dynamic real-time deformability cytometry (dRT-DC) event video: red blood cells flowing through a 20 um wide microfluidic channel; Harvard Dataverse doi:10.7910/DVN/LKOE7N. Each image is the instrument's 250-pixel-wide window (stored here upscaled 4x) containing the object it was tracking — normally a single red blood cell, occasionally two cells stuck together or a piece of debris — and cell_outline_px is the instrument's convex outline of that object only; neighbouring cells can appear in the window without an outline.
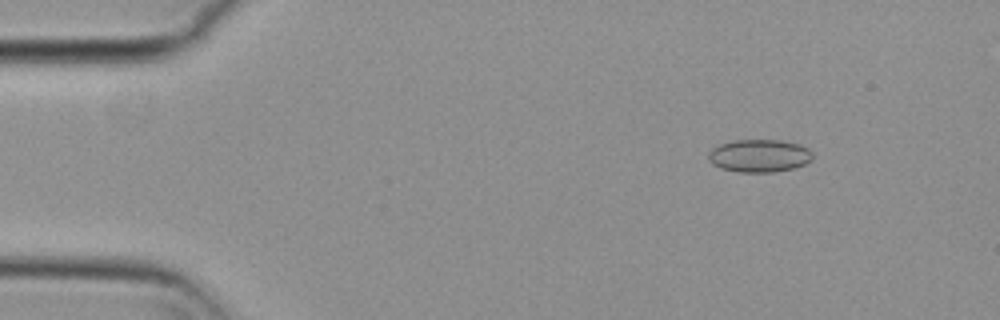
{"species": "common noctule bat (a hibernating species)", "species_latin": "Nyctalus noctula", "temperature_condition": "cold", "stored_images_in_passage": 55, "camera_frame_rate_fps": 3000, "um_per_image_px": 0.085, "animal": {"sex": "female", "body_mass_g": 29.2, "forearm_length_mm": 56.3}, "frame": {"image": 1, "passage_image": 7, "time_ms": 2.0, "image_size_px": [1000, 320], "cell_outline_px": [[812, 160], [804, 164], [792, 168], [772, 172], [736, 172], [720, 168], [712, 164], [708, 160], [708, 152], [712, 148], [720, 144], [732, 140], [780, 140], [800, 144], [808, 148], [812, 152]], "centroid_in_image_um": [64.51, 13.23], "position_along_channel_um": 20.5, "area_um2": 20.06}}
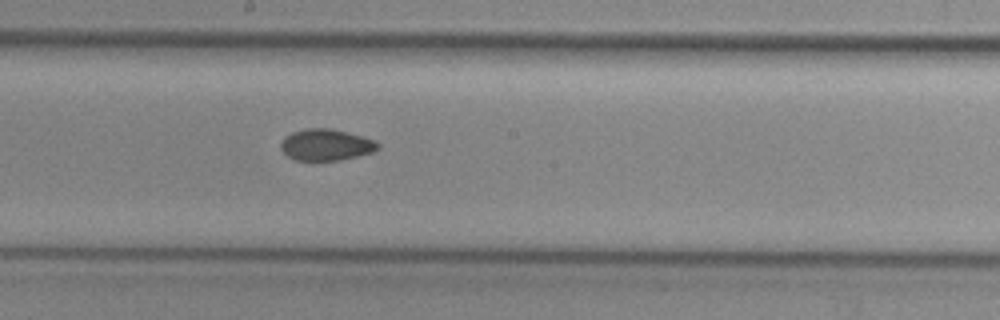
{"frame": {"image": 2, "passage_image": 30, "time_ms": 9.667, "image_size_px": [1000, 320], "cell_outline_px": [[380, 148], [372, 152], [340, 160], [296, 160], [288, 156], [280, 148], [280, 144], [284, 136], [292, 132], [308, 128], [332, 128], [360, 136], [372, 140], [380, 144]], "centroid_in_image_um": [27.68, 12.3], "position_along_channel_um": 220.5, "area_um2": 17.63}}
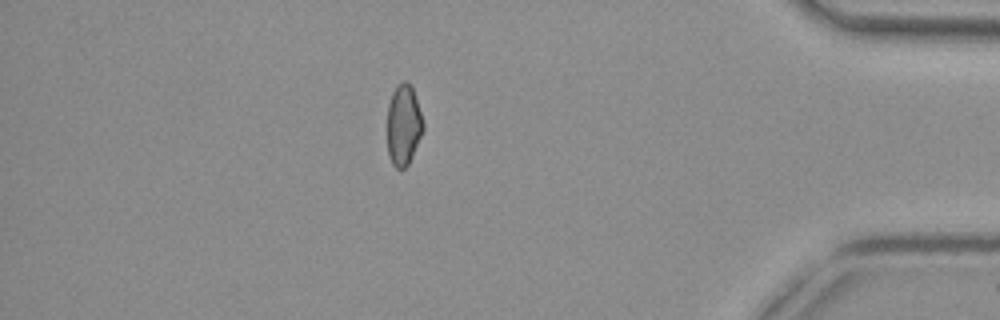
{"frame": {"image": 3, "passage_image": 48, "time_ms": 15.667, "image_size_px": [1000, 320], "cell_outline_px": [[424, 128], [412, 156], [408, 164], [404, 168], [396, 168], [392, 164], [388, 156], [388, 104], [392, 92], [396, 84], [404, 80], [412, 88], [424, 124]], "centroid_in_image_um": [34.28, 10.62], "position_along_channel_um": 400.9, "area_um2": 16.7}, "authors_computed_cell_mechanics": {"area_um2": 17.9758, "velocity_mm_per_s": 3.72, "shape_relaxation_time_tau1_ms": 5.0182, "shape_relaxation_time_tau2_ms": 2.8124, "deformation_change_tau1": 0.0723, "deformation_change_tau2": 0.0665}}